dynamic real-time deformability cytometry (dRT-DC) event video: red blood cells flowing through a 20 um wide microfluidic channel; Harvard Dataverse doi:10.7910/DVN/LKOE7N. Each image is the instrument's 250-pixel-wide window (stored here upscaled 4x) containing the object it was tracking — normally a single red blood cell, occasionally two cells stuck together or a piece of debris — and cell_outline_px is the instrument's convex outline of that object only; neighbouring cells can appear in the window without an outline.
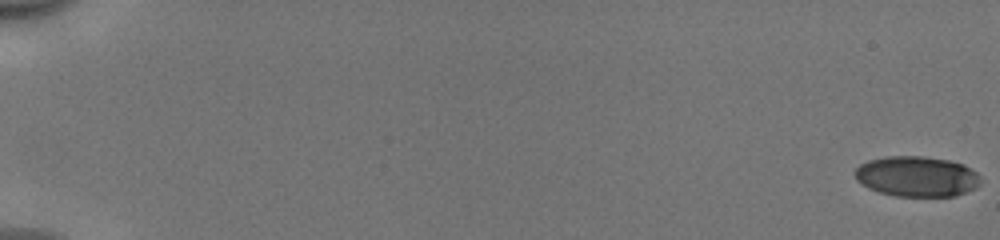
{"species": "human", "species_latin": "Homo sapiens", "temperature_condition": "cold", "stored_images_in_passage": 43, "camera_frame_rate_fps": 3000, "um_per_image_px": 0.085, "donor": {"sex": "male"}, "frame": {"image": 1, "passage_image": 1, "time_ms": 0.0, "image_size_px": [1000, 240], "cell_outline_px": [[980, 184], [976, 188], [956, 196], [896, 196], [880, 192], [868, 188], [856, 180], [852, 172], [860, 164], [868, 160], [884, 156], [924, 156], [948, 160], [964, 164], [976, 172], [980, 176]], "centroid_in_image_um": [77.91, 14.99], "position_along_channel_um": 7.1, "area_um2": 29.88}}
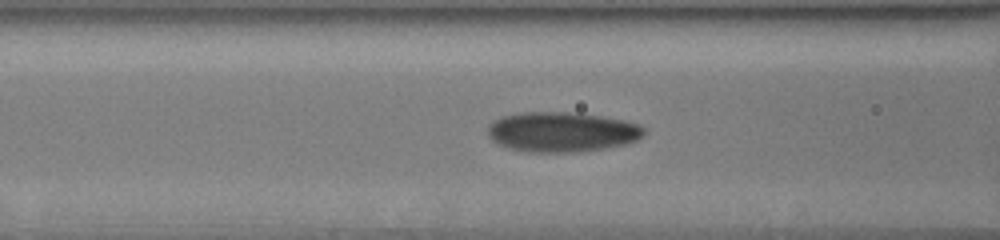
{"frame": {"image": 2, "passage_image": 25, "time_ms": 8.0, "image_size_px": [1000, 240], "cell_outline_px": [[644, 136], [628, 144], [604, 148], [576, 152], [528, 152], [508, 148], [492, 140], [488, 136], [488, 124], [492, 120], [500, 116], [520, 112], [568, 112], [600, 116], [624, 120], [640, 124], [644, 128]], "centroid_in_image_um": [47.74, 11.21], "position_along_channel_um": 118.9, "area_um2": 36.65}}
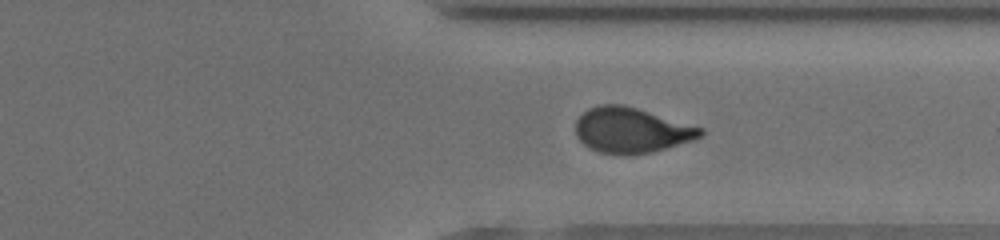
{"frame": {"image": 3, "passage_image": 43, "time_ms": 14.0, "image_size_px": [1000, 240], "cell_outline_px": [[704, 132], [700, 136], [692, 140], [652, 152], [600, 152], [584, 144], [576, 136], [576, 120], [588, 108], [600, 104], [624, 104], [704, 128]], "centroid_in_image_um": [53.66, 11.02], "position_along_channel_um": 357.7, "area_um2": 32.19}}